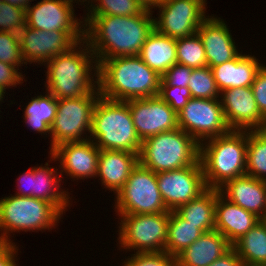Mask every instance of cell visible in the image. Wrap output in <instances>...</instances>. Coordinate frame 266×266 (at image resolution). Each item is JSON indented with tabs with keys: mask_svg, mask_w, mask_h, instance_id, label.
I'll return each instance as SVG.
<instances>
[{
	"mask_svg": "<svg viewBox=\"0 0 266 266\" xmlns=\"http://www.w3.org/2000/svg\"><path fill=\"white\" fill-rule=\"evenodd\" d=\"M151 12L145 9L133 16L84 17V40L98 65L104 59L113 57L139 56L142 46L155 29Z\"/></svg>",
	"mask_w": 266,
	"mask_h": 266,
	"instance_id": "obj_1",
	"label": "cell"
},
{
	"mask_svg": "<svg viewBox=\"0 0 266 266\" xmlns=\"http://www.w3.org/2000/svg\"><path fill=\"white\" fill-rule=\"evenodd\" d=\"M161 76L139 56L113 57L98 65L100 95L118 101L158 96Z\"/></svg>",
	"mask_w": 266,
	"mask_h": 266,
	"instance_id": "obj_2",
	"label": "cell"
},
{
	"mask_svg": "<svg viewBox=\"0 0 266 266\" xmlns=\"http://www.w3.org/2000/svg\"><path fill=\"white\" fill-rule=\"evenodd\" d=\"M77 47L79 48L76 49ZM94 57L95 55L88 43L83 39V42H78L70 50L52 58L45 63L48 68L46 91L50 92L56 99H62L78 98L97 90L98 62ZM92 63H94L95 68ZM92 69L97 81H94V76H91L93 75L90 73Z\"/></svg>",
	"mask_w": 266,
	"mask_h": 266,
	"instance_id": "obj_3",
	"label": "cell"
},
{
	"mask_svg": "<svg viewBox=\"0 0 266 266\" xmlns=\"http://www.w3.org/2000/svg\"><path fill=\"white\" fill-rule=\"evenodd\" d=\"M200 143L199 160L207 188L219 189L227 181L246 175V130H230Z\"/></svg>",
	"mask_w": 266,
	"mask_h": 266,
	"instance_id": "obj_4",
	"label": "cell"
},
{
	"mask_svg": "<svg viewBox=\"0 0 266 266\" xmlns=\"http://www.w3.org/2000/svg\"><path fill=\"white\" fill-rule=\"evenodd\" d=\"M89 139L100 150H122L140 154L142 141L136 133L128 101L101 96L94 108Z\"/></svg>",
	"mask_w": 266,
	"mask_h": 266,
	"instance_id": "obj_5",
	"label": "cell"
},
{
	"mask_svg": "<svg viewBox=\"0 0 266 266\" xmlns=\"http://www.w3.org/2000/svg\"><path fill=\"white\" fill-rule=\"evenodd\" d=\"M200 144L180 128L142 141L139 163L154 173L181 169L199 161Z\"/></svg>",
	"mask_w": 266,
	"mask_h": 266,
	"instance_id": "obj_6",
	"label": "cell"
},
{
	"mask_svg": "<svg viewBox=\"0 0 266 266\" xmlns=\"http://www.w3.org/2000/svg\"><path fill=\"white\" fill-rule=\"evenodd\" d=\"M62 213L50 202L25 196H9L0 200V231L2 239L12 243L10 232L51 229Z\"/></svg>",
	"mask_w": 266,
	"mask_h": 266,
	"instance_id": "obj_7",
	"label": "cell"
},
{
	"mask_svg": "<svg viewBox=\"0 0 266 266\" xmlns=\"http://www.w3.org/2000/svg\"><path fill=\"white\" fill-rule=\"evenodd\" d=\"M119 215L156 214L169 211L161 197L156 173L140 163L132 170L122 189L116 194Z\"/></svg>",
	"mask_w": 266,
	"mask_h": 266,
	"instance_id": "obj_8",
	"label": "cell"
},
{
	"mask_svg": "<svg viewBox=\"0 0 266 266\" xmlns=\"http://www.w3.org/2000/svg\"><path fill=\"white\" fill-rule=\"evenodd\" d=\"M100 97L98 88L78 98L58 99L55 120L51 126V150L64 142L89 139V136L85 139L81 135L86 134L87 130L91 133L93 112Z\"/></svg>",
	"mask_w": 266,
	"mask_h": 266,
	"instance_id": "obj_9",
	"label": "cell"
},
{
	"mask_svg": "<svg viewBox=\"0 0 266 266\" xmlns=\"http://www.w3.org/2000/svg\"><path fill=\"white\" fill-rule=\"evenodd\" d=\"M119 244L137 253L165 251L170 211L156 214L119 215Z\"/></svg>",
	"mask_w": 266,
	"mask_h": 266,
	"instance_id": "obj_10",
	"label": "cell"
},
{
	"mask_svg": "<svg viewBox=\"0 0 266 266\" xmlns=\"http://www.w3.org/2000/svg\"><path fill=\"white\" fill-rule=\"evenodd\" d=\"M177 116L179 128L199 144L205 139L226 134L231 130L219 99L190 98Z\"/></svg>",
	"mask_w": 266,
	"mask_h": 266,
	"instance_id": "obj_11",
	"label": "cell"
},
{
	"mask_svg": "<svg viewBox=\"0 0 266 266\" xmlns=\"http://www.w3.org/2000/svg\"><path fill=\"white\" fill-rule=\"evenodd\" d=\"M205 6L201 0H162L156 7L160 14L154 19V28L176 39L191 36L207 19Z\"/></svg>",
	"mask_w": 266,
	"mask_h": 266,
	"instance_id": "obj_12",
	"label": "cell"
},
{
	"mask_svg": "<svg viewBox=\"0 0 266 266\" xmlns=\"http://www.w3.org/2000/svg\"><path fill=\"white\" fill-rule=\"evenodd\" d=\"M72 2L73 0H42L29 6L26 9V26L47 32L64 31L77 43L83 41L84 29L81 27H84V22L75 18Z\"/></svg>",
	"mask_w": 266,
	"mask_h": 266,
	"instance_id": "obj_13",
	"label": "cell"
},
{
	"mask_svg": "<svg viewBox=\"0 0 266 266\" xmlns=\"http://www.w3.org/2000/svg\"><path fill=\"white\" fill-rule=\"evenodd\" d=\"M156 177L162 200L169 211H175L207 189L200 160L181 169L156 173Z\"/></svg>",
	"mask_w": 266,
	"mask_h": 266,
	"instance_id": "obj_14",
	"label": "cell"
},
{
	"mask_svg": "<svg viewBox=\"0 0 266 266\" xmlns=\"http://www.w3.org/2000/svg\"><path fill=\"white\" fill-rule=\"evenodd\" d=\"M128 106L136 133L141 141L178 126L177 113L159 96L131 99Z\"/></svg>",
	"mask_w": 266,
	"mask_h": 266,
	"instance_id": "obj_15",
	"label": "cell"
},
{
	"mask_svg": "<svg viewBox=\"0 0 266 266\" xmlns=\"http://www.w3.org/2000/svg\"><path fill=\"white\" fill-rule=\"evenodd\" d=\"M24 62L47 63L58 54L70 50L77 42L64 31H42L25 26L19 32Z\"/></svg>",
	"mask_w": 266,
	"mask_h": 266,
	"instance_id": "obj_16",
	"label": "cell"
},
{
	"mask_svg": "<svg viewBox=\"0 0 266 266\" xmlns=\"http://www.w3.org/2000/svg\"><path fill=\"white\" fill-rule=\"evenodd\" d=\"M220 93L224 117L231 130L262 129L266 119L258 110L251 87L229 88Z\"/></svg>",
	"mask_w": 266,
	"mask_h": 266,
	"instance_id": "obj_17",
	"label": "cell"
},
{
	"mask_svg": "<svg viewBox=\"0 0 266 266\" xmlns=\"http://www.w3.org/2000/svg\"><path fill=\"white\" fill-rule=\"evenodd\" d=\"M49 153L53 161L60 160L61 166L59 167L63 169L60 170V174L65 171L64 173L77 180L97 177L100 149L94 141L87 139L64 142L54 147Z\"/></svg>",
	"mask_w": 266,
	"mask_h": 266,
	"instance_id": "obj_18",
	"label": "cell"
},
{
	"mask_svg": "<svg viewBox=\"0 0 266 266\" xmlns=\"http://www.w3.org/2000/svg\"><path fill=\"white\" fill-rule=\"evenodd\" d=\"M58 175L56 169L48 167V162L45 166L32 167V169H29V171L20 176V180L18 179L19 183L23 184V187L18 185L19 191L15 195L46 200L52 203L63 214L66 207L70 205V200H68V193L59 188L61 177ZM24 187H28V189Z\"/></svg>",
	"mask_w": 266,
	"mask_h": 266,
	"instance_id": "obj_19",
	"label": "cell"
},
{
	"mask_svg": "<svg viewBox=\"0 0 266 266\" xmlns=\"http://www.w3.org/2000/svg\"><path fill=\"white\" fill-rule=\"evenodd\" d=\"M199 34L210 68L235 59L240 53L237 51L229 28L222 19L212 16L199 26Z\"/></svg>",
	"mask_w": 266,
	"mask_h": 266,
	"instance_id": "obj_20",
	"label": "cell"
},
{
	"mask_svg": "<svg viewBox=\"0 0 266 266\" xmlns=\"http://www.w3.org/2000/svg\"><path fill=\"white\" fill-rule=\"evenodd\" d=\"M219 191L228 201L261 220L266 217V181L244 175L227 181Z\"/></svg>",
	"mask_w": 266,
	"mask_h": 266,
	"instance_id": "obj_21",
	"label": "cell"
},
{
	"mask_svg": "<svg viewBox=\"0 0 266 266\" xmlns=\"http://www.w3.org/2000/svg\"><path fill=\"white\" fill-rule=\"evenodd\" d=\"M261 219L218 194L215 204V230L233 245Z\"/></svg>",
	"mask_w": 266,
	"mask_h": 266,
	"instance_id": "obj_22",
	"label": "cell"
},
{
	"mask_svg": "<svg viewBox=\"0 0 266 266\" xmlns=\"http://www.w3.org/2000/svg\"><path fill=\"white\" fill-rule=\"evenodd\" d=\"M138 163L139 154L122 150H100L97 176L102 185L116 195Z\"/></svg>",
	"mask_w": 266,
	"mask_h": 266,
	"instance_id": "obj_23",
	"label": "cell"
},
{
	"mask_svg": "<svg viewBox=\"0 0 266 266\" xmlns=\"http://www.w3.org/2000/svg\"><path fill=\"white\" fill-rule=\"evenodd\" d=\"M232 248L217 230L203 233L176 256L177 266H209Z\"/></svg>",
	"mask_w": 266,
	"mask_h": 266,
	"instance_id": "obj_24",
	"label": "cell"
},
{
	"mask_svg": "<svg viewBox=\"0 0 266 266\" xmlns=\"http://www.w3.org/2000/svg\"><path fill=\"white\" fill-rule=\"evenodd\" d=\"M262 66L255 56L240 53L235 59L211 69L215 82L222 92L229 88L251 87Z\"/></svg>",
	"mask_w": 266,
	"mask_h": 266,
	"instance_id": "obj_25",
	"label": "cell"
},
{
	"mask_svg": "<svg viewBox=\"0 0 266 266\" xmlns=\"http://www.w3.org/2000/svg\"><path fill=\"white\" fill-rule=\"evenodd\" d=\"M139 57L162 76L177 63L176 38L163 35L154 29L142 46Z\"/></svg>",
	"mask_w": 266,
	"mask_h": 266,
	"instance_id": "obj_26",
	"label": "cell"
},
{
	"mask_svg": "<svg viewBox=\"0 0 266 266\" xmlns=\"http://www.w3.org/2000/svg\"><path fill=\"white\" fill-rule=\"evenodd\" d=\"M219 189L207 188L197 198L179 206L175 212L204 233L215 230V204Z\"/></svg>",
	"mask_w": 266,
	"mask_h": 266,
	"instance_id": "obj_27",
	"label": "cell"
},
{
	"mask_svg": "<svg viewBox=\"0 0 266 266\" xmlns=\"http://www.w3.org/2000/svg\"><path fill=\"white\" fill-rule=\"evenodd\" d=\"M232 248L244 266H266V223L258 222L250 231L237 240Z\"/></svg>",
	"mask_w": 266,
	"mask_h": 266,
	"instance_id": "obj_28",
	"label": "cell"
},
{
	"mask_svg": "<svg viewBox=\"0 0 266 266\" xmlns=\"http://www.w3.org/2000/svg\"><path fill=\"white\" fill-rule=\"evenodd\" d=\"M58 99L50 92L45 96L39 95L32 98L24 111L25 123L39 133L51 134V126L54 123L57 111Z\"/></svg>",
	"mask_w": 266,
	"mask_h": 266,
	"instance_id": "obj_29",
	"label": "cell"
},
{
	"mask_svg": "<svg viewBox=\"0 0 266 266\" xmlns=\"http://www.w3.org/2000/svg\"><path fill=\"white\" fill-rule=\"evenodd\" d=\"M203 233L196 225L188 223L175 211H170L165 251L176 257Z\"/></svg>",
	"mask_w": 266,
	"mask_h": 266,
	"instance_id": "obj_30",
	"label": "cell"
},
{
	"mask_svg": "<svg viewBox=\"0 0 266 266\" xmlns=\"http://www.w3.org/2000/svg\"><path fill=\"white\" fill-rule=\"evenodd\" d=\"M247 137L246 175L266 181V134L248 130Z\"/></svg>",
	"mask_w": 266,
	"mask_h": 266,
	"instance_id": "obj_31",
	"label": "cell"
},
{
	"mask_svg": "<svg viewBox=\"0 0 266 266\" xmlns=\"http://www.w3.org/2000/svg\"><path fill=\"white\" fill-rule=\"evenodd\" d=\"M177 63L192 69L207 66L203 42L198 33L176 39Z\"/></svg>",
	"mask_w": 266,
	"mask_h": 266,
	"instance_id": "obj_32",
	"label": "cell"
},
{
	"mask_svg": "<svg viewBox=\"0 0 266 266\" xmlns=\"http://www.w3.org/2000/svg\"><path fill=\"white\" fill-rule=\"evenodd\" d=\"M187 88L192 98L217 99L220 93L209 66L192 69Z\"/></svg>",
	"mask_w": 266,
	"mask_h": 266,
	"instance_id": "obj_33",
	"label": "cell"
},
{
	"mask_svg": "<svg viewBox=\"0 0 266 266\" xmlns=\"http://www.w3.org/2000/svg\"><path fill=\"white\" fill-rule=\"evenodd\" d=\"M90 1V11L87 13V16H133L139 15L145 10L137 0H93L94 2L98 1V4H94L92 0H89L88 5Z\"/></svg>",
	"mask_w": 266,
	"mask_h": 266,
	"instance_id": "obj_34",
	"label": "cell"
},
{
	"mask_svg": "<svg viewBox=\"0 0 266 266\" xmlns=\"http://www.w3.org/2000/svg\"><path fill=\"white\" fill-rule=\"evenodd\" d=\"M26 26V10L0 0V32L19 34Z\"/></svg>",
	"mask_w": 266,
	"mask_h": 266,
	"instance_id": "obj_35",
	"label": "cell"
},
{
	"mask_svg": "<svg viewBox=\"0 0 266 266\" xmlns=\"http://www.w3.org/2000/svg\"><path fill=\"white\" fill-rule=\"evenodd\" d=\"M0 61L17 67L25 64L19 34L0 32Z\"/></svg>",
	"mask_w": 266,
	"mask_h": 266,
	"instance_id": "obj_36",
	"label": "cell"
},
{
	"mask_svg": "<svg viewBox=\"0 0 266 266\" xmlns=\"http://www.w3.org/2000/svg\"><path fill=\"white\" fill-rule=\"evenodd\" d=\"M124 261L123 266H177L176 257L163 252L137 253Z\"/></svg>",
	"mask_w": 266,
	"mask_h": 266,
	"instance_id": "obj_37",
	"label": "cell"
},
{
	"mask_svg": "<svg viewBox=\"0 0 266 266\" xmlns=\"http://www.w3.org/2000/svg\"><path fill=\"white\" fill-rule=\"evenodd\" d=\"M158 96L178 114L192 98L187 87L169 86L167 83H160Z\"/></svg>",
	"mask_w": 266,
	"mask_h": 266,
	"instance_id": "obj_38",
	"label": "cell"
},
{
	"mask_svg": "<svg viewBox=\"0 0 266 266\" xmlns=\"http://www.w3.org/2000/svg\"><path fill=\"white\" fill-rule=\"evenodd\" d=\"M191 73L192 68L175 63L161 76L160 83H167L173 87H188Z\"/></svg>",
	"mask_w": 266,
	"mask_h": 266,
	"instance_id": "obj_39",
	"label": "cell"
},
{
	"mask_svg": "<svg viewBox=\"0 0 266 266\" xmlns=\"http://www.w3.org/2000/svg\"><path fill=\"white\" fill-rule=\"evenodd\" d=\"M256 105L260 114L266 119V66H262L257 72L251 86Z\"/></svg>",
	"mask_w": 266,
	"mask_h": 266,
	"instance_id": "obj_40",
	"label": "cell"
},
{
	"mask_svg": "<svg viewBox=\"0 0 266 266\" xmlns=\"http://www.w3.org/2000/svg\"><path fill=\"white\" fill-rule=\"evenodd\" d=\"M17 68V69H16ZM19 67L0 61V88L6 92L7 87L23 83V75L18 72Z\"/></svg>",
	"mask_w": 266,
	"mask_h": 266,
	"instance_id": "obj_41",
	"label": "cell"
},
{
	"mask_svg": "<svg viewBox=\"0 0 266 266\" xmlns=\"http://www.w3.org/2000/svg\"><path fill=\"white\" fill-rule=\"evenodd\" d=\"M18 250L16 245L5 242L0 247V266H16L15 255Z\"/></svg>",
	"mask_w": 266,
	"mask_h": 266,
	"instance_id": "obj_42",
	"label": "cell"
},
{
	"mask_svg": "<svg viewBox=\"0 0 266 266\" xmlns=\"http://www.w3.org/2000/svg\"><path fill=\"white\" fill-rule=\"evenodd\" d=\"M209 266H244L242 260L236 253V251L231 248L222 257L215 260Z\"/></svg>",
	"mask_w": 266,
	"mask_h": 266,
	"instance_id": "obj_43",
	"label": "cell"
},
{
	"mask_svg": "<svg viewBox=\"0 0 266 266\" xmlns=\"http://www.w3.org/2000/svg\"><path fill=\"white\" fill-rule=\"evenodd\" d=\"M139 4L146 10L152 11V8L157 7L162 0H137Z\"/></svg>",
	"mask_w": 266,
	"mask_h": 266,
	"instance_id": "obj_44",
	"label": "cell"
},
{
	"mask_svg": "<svg viewBox=\"0 0 266 266\" xmlns=\"http://www.w3.org/2000/svg\"><path fill=\"white\" fill-rule=\"evenodd\" d=\"M3 1L12 4L14 6L24 8L26 10L29 6H31L30 2L34 0H3Z\"/></svg>",
	"mask_w": 266,
	"mask_h": 266,
	"instance_id": "obj_45",
	"label": "cell"
},
{
	"mask_svg": "<svg viewBox=\"0 0 266 266\" xmlns=\"http://www.w3.org/2000/svg\"><path fill=\"white\" fill-rule=\"evenodd\" d=\"M5 92L0 88V101L2 102Z\"/></svg>",
	"mask_w": 266,
	"mask_h": 266,
	"instance_id": "obj_46",
	"label": "cell"
},
{
	"mask_svg": "<svg viewBox=\"0 0 266 266\" xmlns=\"http://www.w3.org/2000/svg\"><path fill=\"white\" fill-rule=\"evenodd\" d=\"M261 130L266 134V120Z\"/></svg>",
	"mask_w": 266,
	"mask_h": 266,
	"instance_id": "obj_47",
	"label": "cell"
},
{
	"mask_svg": "<svg viewBox=\"0 0 266 266\" xmlns=\"http://www.w3.org/2000/svg\"><path fill=\"white\" fill-rule=\"evenodd\" d=\"M5 243V241L2 239V237L0 236V247Z\"/></svg>",
	"mask_w": 266,
	"mask_h": 266,
	"instance_id": "obj_48",
	"label": "cell"
}]
</instances>
